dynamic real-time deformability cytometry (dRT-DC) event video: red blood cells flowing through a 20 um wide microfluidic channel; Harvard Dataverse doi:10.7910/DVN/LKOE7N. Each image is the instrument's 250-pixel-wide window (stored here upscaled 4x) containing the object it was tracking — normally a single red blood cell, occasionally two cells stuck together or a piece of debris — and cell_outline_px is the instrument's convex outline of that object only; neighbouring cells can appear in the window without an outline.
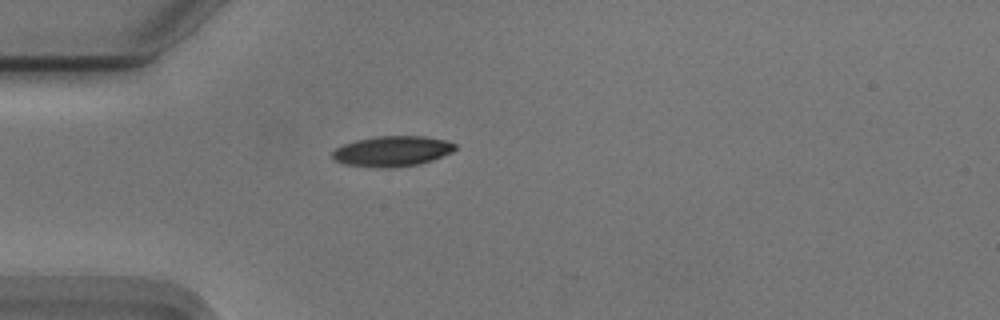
{"species": "Egyptian fruit bat (a non-hibernating species)", "species_latin": "Rousettus aegyptiacus", "temperature_condition": "cold", "stored_images_in_passage": 40, "camera_frame_rate_fps": 3000, "um_per_image_px": 0.085, "animal": {"sex": "male"}, "frame": {"image": 1, "passage_image": 1, "time_ms": 0.0, "image_size_px": [1000, 320], "cell_outline_px": [[456, 148], [452, 152], [432, 160], [420, 164], [396, 168], [376, 168], [344, 164], [332, 160], [332, 152], [336, 148], [344, 144], [356, 140], [376, 136], [424, 136], [448, 140], [456, 144]], "centroid_in_image_um": [33.34, 12.86], "position_along_channel_um": 51.7, "area_um2": 22.08}}
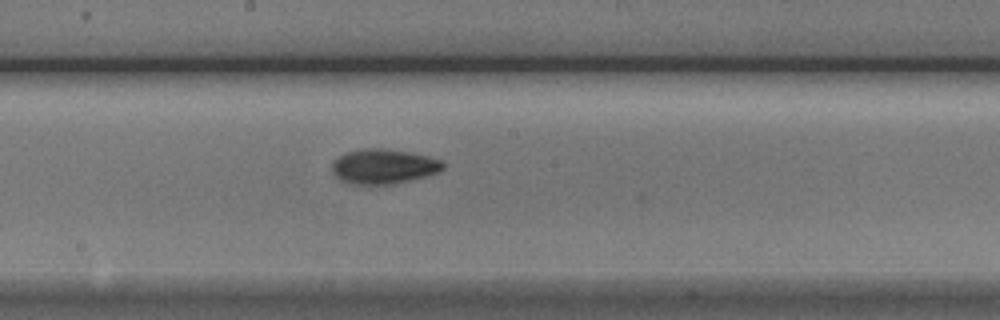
{"frame": {"image": 2, "passage_image": 15, "time_ms": 4.667, "image_size_px": [1000, 320], "cell_outline_px": [[444, 168], [440, 172], [428, 176], [392, 184], [348, 184], [340, 180], [332, 172], [332, 160], [348, 152], [364, 148], [384, 148], [408, 152], [428, 156], [440, 160], [444, 164]], "centroid_in_image_um": [32.6, 14.15], "position_along_channel_um": 215.6, "area_um2": 22.6}}
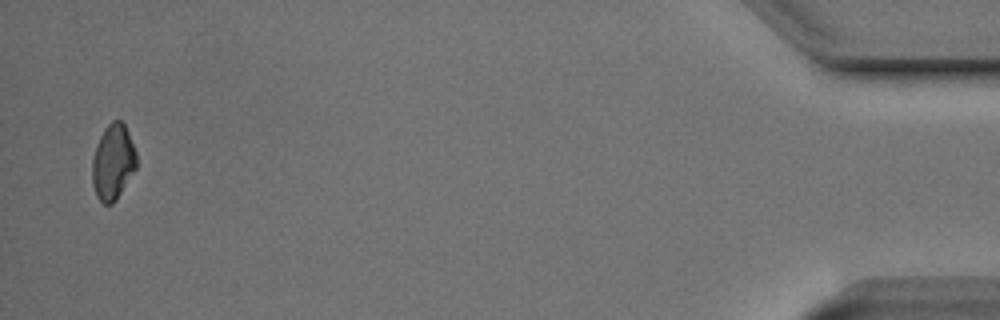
{"frame": {"image": 3, "passage_image": 39, "time_ms": 12.667, "image_size_px": [1000, 320], "cell_outline_px": [[136, 168], [116, 200], [112, 204], [104, 204], [96, 196], [92, 184], [92, 160], [96, 144], [104, 128], [112, 120], [120, 120], [124, 124], [128, 132], [136, 152]], "centroid_in_image_um": [9.59, 13.78], "position_along_channel_um": 425.6, "area_um2": 19.48}, "authors_computed_cell_mechanics": {"area_um2": 20.7502, "velocity_mm_per_s": 3.739, "shape_relaxation_time_tau1_ms": 2.8716, "shape_relaxation_time_tau2_ms": 3.9912, "deformation_change_tau1": 0.1351, "deformation_change_tau2": 0.0918}}